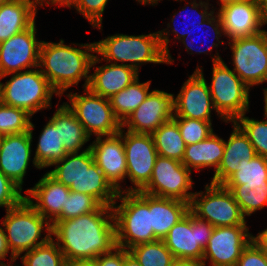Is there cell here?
Masks as SVG:
<instances>
[{
    "mask_svg": "<svg viewBox=\"0 0 267 266\" xmlns=\"http://www.w3.org/2000/svg\"><path fill=\"white\" fill-rule=\"evenodd\" d=\"M224 186L230 190L245 217L267 205V181Z\"/></svg>",
    "mask_w": 267,
    "mask_h": 266,
    "instance_id": "836d02e7",
    "label": "cell"
},
{
    "mask_svg": "<svg viewBox=\"0 0 267 266\" xmlns=\"http://www.w3.org/2000/svg\"><path fill=\"white\" fill-rule=\"evenodd\" d=\"M233 131L228 141H225V149L222 161L214 173L211 183L223 184L234 172L239 162L243 159L250 161L257 154L250 140L242 129L233 121Z\"/></svg>",
    "mask_w": 267,
    "mask_h": 266,
    "instance_id": "603a6c76",
    "label": "cell"
},
{
    "mask_svg": "<svg viewBox=\"0 0 267 266\" xmlns=\"http://www.w3.org/2000/svg\"><path fill=\"white\" fill-rule=\"evenodd\" d=\"M149 212L153 233L158 240H163L169 230L189 212V203L149 194Z\"/></svg>",
    "mask_w": 267,
    "mask_h": 266,
    "instance_id": "d4e9b609",
    "label": "cell"
},
{
    "mask_svg": "<svg viewBox=\"0 0 267 266\" xmlns=\"http://www.w3.org/2000/svg\"><path fill=\"white\" fill-rule=\"evenodd\" d=\"M233 71L250 88L267 82V30L229 40Z\"/></svg>",
    "mask_w": 267,
    "mask_h": 266,
    "instance_id": "30bf717a",
    "label": "cell"
},
{
    "mask_svg": "<svg viewBox=\"0 0 267 266\" xmlns=\"http://www.w3.org/2000/svg\"><path fill=\"white\" fill-rule=\"evenodd\" d=\"M128 251L141 266H172L176 260L163 240L138 244Z\"/></svg>",
    "mask_w": 267,
    "mask_h": 266,
    "instance_id": "e575fe53",
    "label": "cell"
},
{
    "mask_svg": "<svg viewBox=\"0 0 267 266\" xmlns=\"http://www.w3.org/2000/svg\"><path fill=\"white\" fill-rule=\"evenodd\" d=\"M10 253V250L7 245V239L5 236L4 228L2 227V224L0 226V266H7L9 264L4 263L6 260L7 254ZM4 260V261H2Z\"/></svg>",
    "mask_w": 267,
    "mask_h": 266,
    "instance_id": "7dc6e473",
    "label": "cell"
},
{
    "mask_svg": "<svg viewBox=\"0 0 267 266\" xmlns=\"http://www.w3.org/2000/svg\"><path fill=\"white\" fill-rule=\"evenodd\" d=\"M158 156L183 160L186 144L181 136L177 122L172 118L163 123L152 134Z\"/></svg>",
    "mask_w": 267,
    "mask_h": 266,
    "instance_id": "d6a6232c",
    "label": "cell"
},
{
    "mask_svg": "<svg viewBox=\"0 0 267 266\" xmlns=\"http://www.w3.org/2000/svg\"><path fill=\"white\" fill-rule=\"evenodd\" d=\"M151 80L140 83L139 77L130 85L109 98L115 117L121 124L147 98Z\"/></svg>",
    "mask_w": 267,
    "mask_h": 266,
    "instance_id": "f546056e",
    "label": "cell"
},
{
    "mask_svg": "<svg viewBox=\"0 0 267 266\" xmlns=\"http://www.w3.org/2000/svg\"><path fill=\"white\" fill-rule=\"evenodd\" d=\"M97 63L102 61L133 67L138 73L142 64H166L158 31L142 35L114 34L95 42ZM126 62V63H124ZM129 62V63H127Z\"/></svg>",
    "mask_w": 267,
    "mask_h": 266,
    "instance_id": "3957f363",
    "label": "cell"
},
{
    "mask_svg": "<svg viewBox=\"0 0 267 266\" xmlns=\"http://www.w3.org/2000/svg\"><path fill=\"white\" fill-rule=\"evenodd\" d=\"M173 96L152 90L147 98L122 123V128L133 133L152 134L163 123L173 118Z\"/></svg>",
    "mask_w": 267,
    "mask_h": 266,
    "instance_id": "e0dca14e",
    "label": "cell"
},
{
    "mask_svg": "<svg viewBox=\"0 0 267 266\" xmlns=\"http://www.w3.org/2000/svg\"><path fill=\"white\" fill-rule=\"evenodd\" d=\"M217 18V19H216ZM208 25V26H207ZM204 26H206V27H208V29L210 30H212L213 31V33L215 34V36H213L214 37V40L216 39V41L218 42V43H216V41L215 42H213V43H211L210 44V46L209 47H207L206 48V50H199L198 48L197 49H195L194 48V38L192 37V39H190L189 41H188V39L187 38H189V36H192L191 34H192V32H193V30L191 31V32H189L188 33V35H186L183 39H181L179 42H182V44L184 45V46H186L185 47V49H186V51L188 52V54H194L193 53V51H195V53L196 54H201V53H204V54H206V55H208L207 54V52H211L212 51V49L215 47H217L218 48V45H222L223 43H224V41L222 40V41H220L219 39H220V37L223 35L224 37H225V33H224V29H223V26H222V21H221V18H220V15L218 14V12H215V16H214V13L208 18V19H206L204 22H202L199 26H197L194 30H198L199 31V29L200 28H202V27H204ZM208 30V31H209ZM205 32H207V30L206 31H204V33ZM199 33V32H198ZM222 34V35H221ZM197 36H198V34H197ZM196 37V36H195ZM198 39V38H197ZM196 42V41H195ZM221 43V44H220ZM198 44V43H197ZM196 45V44H195ZM198 46V45H197ZM196 46V47H197ZM195 49V50H194ZM191 53H190V52Z\"/></svg>",
    "mask_w": 267,
    "mask_h": 266,
    "instance_id": "b9f144b4",
    "label": "cell"
},
{
    "mask_svg": "<svg viewBox=\"0 0 267 266\" xmlns=\"http://www.w3.org/2000/svg\"><path fill=\"white\" fill-rule=\"evenodd\" d=\"M224 149L225 140L212 132L206 139L186 145L182 163L189 170L197 172L202 168L214 167L215 173L222 161Z\"/></svg>",
    "mask_w": 267,
    "mask_h": 266,
    "instance_id": "484cf974",
    "label": "cell"
},
{
    "mask_svg": "<svg viewBox=\"0 0 267 266\" xmlns=\"http://www.w3.org/2000/svg\"><path fill=\"white\" fill-rule=\"evenodd\" d=\"M189 211L214 227L247 225L239 204L223 184H206L205 192H195Z\"/></svg>",
    "mask_w": 267,
    "mask_h": 266,
    "instance_id": "ba28073f",
    "label": "cell"
},
{
    "mask_svg": "<svg viewBox=\"0 0 267 266\" xmlns=\"http://www.w3.org/2000/svg\"><path fill=\"white\" fill-rule=\"evenodd\" d=\"M89 146L99 169L111 185L118 192H122L121 183L127 178L123 128L121 127L120 132L114 135L96 137Z\"/></svg>",
    "mask_w": 267,
    "mask_h": 266,
    "instance_id": "ac0fdd59",
    "label": "cell"
},
{
    "mask_svg": "<svg viewBox=\"0 0 267 266\" xmlns=\"http://www.w3.org/2000/svg\"><path fill=\"white\" fill-rule=\"evenodd\" d=\"M69 189L73 192L91 195L103 206H112L119 194L95 162L89 168H85Z\"/></svg>",
    "mask_w": 267,
    "mask_h": 266,
    "instance_id": "4316f807",
    "label": "cell"
},
{
    "mask_svg": "<svg viewBox=\"0 0 267 266\" xmlns=\"http://www.w3.org/2000/svg\"><path fill=\"white\" fill-rule=\"evenodd\" d=\"M39 6H44V2L47 5H59L60 7L75 8L78 0H37Z\"/></svg>",
    "mask_w": 267,
    "mask_h": 266,
    "instance_id": "c3c4849f",
    "label": "cell"
},
{
    "mask_svg": "<svg viewBox=\"0 0 267 266\" xmlns=\"http://www.w3.org/2000/svg\"><path fill=\"white\" fill-rule=\"evenodd\" d=\"M259 10L262 22L264 25L267 24V0H258Z\"/></svg>",
    "mask_w": 267,
    "mask_h": 266,
    "instance_id": "f5cc1de1",
    "label": "cell"
},
{
    "mask_svg": "<svg viewBox=\"0 0 267 266\" xmlns=\"http://www.w3.org/2000/svg\"><path fill=\"white\" fill-rule=\"evenodd\" d=\"M123 266H141L140 263L133 257V255L124 249V262Z\"/></svg>",
    "mask_w": 267,
    "mask_h": 266,
    "instance_id": "f907efd6",
    "label": "cell"
},
{
    "mask_svg": "<svg viewBox=\"0 0 267 266\" xmlns=\"http://www.w3.org/2000/svg\"><path fill=\"white\" fill-rule=\"evenodd\" d=\"M264 116H267V88H264Z\"/></svg>",
    "mask_w": 267,
    "mask_h": 266,
    "instance_id": "6f0895ef",
    "label": "cell"
},
{
    "mask_svg": "<svg viewBox=\"0 0 267 266\" xmlns=\"http://www.w3.org/2000/svg\"><path fill=\"white\" fill-rule=\"evenodd\" d=\"M219 1H220V4H219ZM217 3L219 5L220 8H218L219 10L228 6V5H231V4H234V3H237V2H242V1H245V0H219ZM221 5V6H220Z\"/></svg>",
    "mask_w": 267,
    "mask_h": 266,
    "instance_id": "11a10c76",
    "label": "cell"
},
{
    "mask_svg": "<svg viewBox=\"0 0 267 266\" xmlns=\"http://www.w3.org/2000/svg\"><path fill=\"white\" fill-rule=\"evenodd\" d=\"M112 205L116 245L129 250L143 243L158 240L151 227V213L149 212V194L138 192H119Z\"/></svg>",
    "mask_w": 267,
    "mask_h": 266,
    "instance_id": "277c9868",
    "label": "cell"
},
{
    "mask_svg": "<svg viewBox=\"0 0 267 266\" xmlns=\"http://www.w3.org/2000/svg\"><path fill=\"white\" fill-rule=\"evenodd\" d=\"M267 181V158L256 155L252 160H241L239 166L223 185H243L246 182Z\"/></svg>",
    "mask_w": 267,
    "mask_h": 266,
    "instance_id": "8d00e7d4",
    "label": "cell"
},
{
    "mask_svg": "<svg viewBox=\"0 0 267 266\" xmlns=\"http://www.w3.org/2000/svg\"><path fill=\"white\" fill-rule=\"evenodd\" d=\"M186 145L206 139L212 132V122L185 117H173Z\"/></svg>",
    "mask_w": 267,
    "mask_h": 266,
    "instance_id": "60d3db41",
    "label": "cell"
},
{
    "mask_svg": "<svg viewBox=\"0 0 267 266\" xmlns=\"http://www.w3.org/2000/svg\"><path fill=\"white\" fill-rule=\"evenodd\" d=\"M97 55H94L90 69L95 72L90 74L88 88L99 96L110 98L112 95L125 89L136 78L139 73L130 66L106 62V65L95 66Z\"/></svg>",
    "mask_w": 267,
    "mask_h": 266,
    "instance_id": "7402d4cb",
    "label": "cell"
},
{
    "mask_svg": "<svg viewBox=\"0 0 267 266\" xmlns=\"http://www.w3.org/2000/svg\"><path fill=\"white\" fill-rule=\"evenodd\" d=\"M35 24L36 21L23 32L0 43V80L12 73L38 67L42 41L36 38Z\"/></svg>",
    "mask_w": 267,
    "mask_h": 266,
    "instance_id": "5bb4252c",
    "label": "cell"
},
{
    "mask_svg": "<svg viewBox=\"0 0 267 266\" xmlns=\"http://www.w3.org/2000/svg\"><path fill=\"white\" fill-rule=\"evenodd\" d=\"M215 110L210 89L202 67L183 83L177 96H173V117L212 121L211 111Z\"/></svg>",
    "mask_w": 267,
    "mask_h": 266,
    "instance_id": "2e32d148",
    "label": "cell"
},
{
    "mask_svg": "<svg viewBox=\"0 0 267 266\" xmlns=\"http://www.w3.org/2000/svg\"><path fill=\"white\" fill-rule=\"evenodd\" d=\"M101 204L91 195L70 191L62 214L55 221H62L96 211Z\"/></svg>",
    "mask_w": 267,
    "mask_h": 266,
    "instance_id": "ab89813d",
    "label": "cell"
},
{
    "mask_svg": "<svg viewBox=\"0 0 267 266\" xmlns=\"http://www.w3.org/2000/svg\"><path fill=\"white\" fill-rule=\"evenodd\" d=\"M245 116L246 113L238 117L234 122L246 134L256 154L267 158V116H264L266 118L265 121H258Z\"/></svg>",
    "mask_w": 267,
    "mask_h": 266,
    "instance_id": "f35d334b",
    "label": "cell"
},
{
    "mask_svg": "<svg viewBox=\"0 0 267 266\" xmlns=\"http://www.w3.org/2000/svg\"><path fill=\"white\" fill-rule=\"evenodd\" d=\"M253 240L247 225L214 227L202 262L210 266H236L243 249Z\"/></svg>",
    "mask_w": 267,
    "mask_h": 266,
    "instance_id": "9a60e30c",
    "label": "cell"
},
{
    "mask_svg": "<svg viewBox=\"0 0 267 266\" xmlns=\"http://www.w3.org/2000/svg\"><path fill=\"white\" fill-rule=\"evenodd\" d=\"M67 154L60 139L59 125H53L48 121L39 135L32 164L37 169L51 167Z\"/></svg>",
    "mask_w": 267,
    "mask_h": 266,
    "instance_id": "f1b7e54d",
    "label": "cell"
},
{
    "mask_svg": "<svg viewBox=\"0 0 267 266\" xmlns=\"http://www.w3.org/2000/svg\"><path fill=\"white\" fill-rule=\"evenodd\" d=\"M67 266H98L95 260L68 262Z\"/></svg>",
    "mask_w": 267,
    "mask_h": 266,
    "instance_id": "db71d44e",
    "label": "cell"
},
{
    "mask_svg": "<svg viewBox=\"0 0 267 266\" xmlns=\"http://www.w3.org/2000/svg\"><path fill=\"white\" fill-rule=\"evenodd\" d=\"M210 94L217 116L229 123L249 112L250 88L231 70L217 53L212 57Z\"/></svg>",
    "mask_w": 267,
    "mask_h": 266,
    "instance_id": "8992f818",
    "label": "cell"
},
{
    "mask_svg": "<svg viewBox=\"0 0 267 266\" xmlns=\"http://www.w3.org/2000/svg\"><path fill=\"white\" fill-rule=\"evenodd\" d=\"M236 266H267V254L252 240L243 249Z\"/></svg>",
    "mask_w": 267,
    "mask_h": 266,
    "instance_id": "f6af8a7d",
    "label": "cell"
},
{
    "mask_svg": "<svg viewBox=\"0 0 267 266\" xmlns=\"http://www.w3.org/2000/svg\"><path fill=\"white\" fill-rule=\"evenodd\" d=\"M33 128L31 121L29 131L2 136L0 140V170L21 189L31 161Z\"/></svg>",
    "mask_w": 267,
    "mask_h": 266,
    "instance_id": "d6986e66",
    "label": "cell"
},
{
    "mask_svg": "<svg viewBox=\"0 0 267 266\" xmlns=\"http://www.w3.org/2000/svg\"><path fill=\"white\" fill-rule=\"evenodd\" d=\"M123 144L126 153L127 177L134 186L122 189V192L142 191L149 183L153 167L158 157L151 134L125 132Z\"/></svg>",
    "mask_w": 267,
    "mask_h": 266,
    "instance_id": "4fadbf2b",
    "label": "cell"
},
{
    "mask_svg": "<svg viewBox=\"0 0 267 266\" xmlns=\"http://www.w3.org/2000/svg\"><path fill=\"white\" fill-rule=\"evenodd\" d=\"M228 40L254 36L265 29L258 0H245L218 10Z\"/></svg>",
    "mask_w": 267,
    "mask_h": 266,
    "instance_id": "ffe728a7",
    "label": "cell"
},
{
    "mask_svg": "<svg viewBox=\"0 0 267 266\" xmlns=\"http://www.w3.org/2000/svg\"><path fill=\"white\" fill-rule=\"evenodd\" d=\"M25 192L28 203L52 224L62 214L70 189L46 172L34 187Z\"/></svg>",
    "mask_w": 267,
    "mask_h": 266,
    "instance_id": "44dd1931",
    "label": "cell"
},
{
    "mask_svg": "<svg viewBox=\"0 0 267 266\" xmlns=\"http://www.w3.org/2000/svg\"><path fill=\"white\" fill-rule=\"evenodd\" d=\"M172 266H206L202 261L196 260H175Z\"/></svg>",
    "mask_w": 267,
    "mask_h": 266,
    "instance_id": "816d5d0a",
    "label": "cell"
},
{
    "mask_svg": "<svg viewBox=\"0 0 267 266\" xmlns=\"http://www.w3.org/2000/svg\"><path fill=\"white\" fill-rule=\"evenodd\" d=\"M191 174L192 171L181 161L158 156L150 181L141 192L190 204L195 193L189 191L194 183Z\"/></svg>",
    "mask_w": 267,
    "mask_h": 266,
    "instance_id": "7c38bea8",
    "label": "cell"
},
{
    "mask_svg": "<svg viewBox=\"0 0 267 266\" xmlns=\"http://www.w3.org/2000/svg\"><path fill=\"white\" fill-rule=\"evenodd\" d=\"M137 2H139L142 5H151V6H155L158 4V1L160 2L161 0H136ZM175 1H184V0H175Z\"/></svg>",
    "mask_w": 267,
    "mask_h": 266,
    "instance_id": "9f6ffc18",
    "label": "cell"
},
{
    "mask_svg": "<svg viewBox=\"0 0 267 266\" xmlns=\"http://www.w3.org/2000/svg\"><path fill=\"white\" fill-rule=\"evenodd\" d=\"M7 266H19V265H13V264H9V265H7Z\"/></svg>",
    "mask_w": 267,
    "mask_h": 266,
    "instance_id": "91938a15",
    "label": "cell"
},
{
    "mask_svg": "<svg viewBox=\"0 0 267 266\" xmlns=\"http://www.w3.org/2000/svg\"><path fill=\"white\" fill-rule=\"evenodd\" d=\"M74 45V47L72 46ZM81 48H76L75 46ZM91 52V53H90ZM95 53V42L65 45L42 41L39 50V69L51 86L62 96L68 88L78 85L83 79V89L88 88L90 65Z\"/></svg>",
    "mask_w": 267,
    "mask_h": 266,
    "instance_id": "7a4b0ae2",
    "label": "cell"
},
{
    "mask_svg": "<svg viewBox=\"0 0 267 266\" xmlns=\"http://www.w3.org/2000/svg\"><path fill=\"white\" fill-rule=\"evenodd\" d=\"M19 258L23 266H67L66 259L53 237Z\"/></svg>",
    "mask_w": 267,
    "mask_h": 266,
    "instance_id": "d590c367",
    "label": "cell"
},
{
    "mask_svg": "<svg viewBox=\"0 0 267 266\" xmlns=\"http://www.w3.org/2000/svg\"><path fill=\"white\" fill-rule=\"evenodd\" d=\"M61 96L38 67L12 73L10 80L0 81V101L25 110L31 116L39 110L52 108V97Z\"/></svg>",
    "mask_w": 267,
    "mask_h": 266,
    "instance_id": "52a82bcc",
    "label": "cell"
},
{
    "mask_svg": "<svg viewBox=\"0 0 267 266\" xmlns=\"http://www.w3.org/2000/svg\"><path fill=\"white\" fill-rule=\"evenodd\" d=\"M108 0H78L76 11L85 17L93 28L102 29L104 10Z\"/></svg>",
    "mask_w": 267,
    "mask_h": 266,
    "instance_id": "7bdbcfd3",
    "label": "cell"
},
{
    "mask_svg": "<svg viewBox=\"0 0 267 266\" xmlns=\"http://www.w3.org/2000/svg\"><path fill=\"white\" fill-rule=\"evenodd\" d=\"M13 0H0V6L12 2Z\"/></svg>",
    "mask_w": 267,
    "mask_h": 266,
    "instance_id": "680465c9",
    "label": "cell"
},
{
    "mask_svg": "<svg viewBox=\"0 0 267 266\" xmlns=\"http://www.w3.org/2000/svg\"><path fill=\"white\" fill-rule=\"evenodd\" d=\"M37 0H13L0 6V43L29 28L36 19Z\"/></svg>",
    "mask_w": 267,
    "mask_h": 266,
    "instance_id": "cb8c5ba5",
    "label": "cell"
},
{
    "mask_svg": "<svg viewBox=\"0 0 267 266\" xmlns=\"http://www.w3.org/2000/svg\"><path fill=\"white\" fill-rule=\"evenodd\" d=\"M51 226V235L67 263L95 260L117 246L112 206L101 205L92 213L54 221Z\"/></svg>",
    "mask_w": 267,
    "mask_h": 266,
    "instance_id": "6da1fadb",
    "label": "cell"
},
{
    "mask_svg": "<svg viewBox=\"0 0 267 266\" xmlns=\"http://www.w3.org/2000/svg\"><path fill=\"white\" fill-rule=\"evenodd\" d=\"M253 241L267 254V228L253 236Z\"/></svg>",
    "mask_w": 267,
    "mask_h": 266,
    "instance_id": "681fc988",
    "label": "cell"
},
{
    "mask_svg": "<svg viewBox=\"0 0 267 266\" xmlns=\"http://www.w3.org/2000/svg\"><path fill=\"white\" fill-rule=\"evenodd\" d=\"M58 107L49 121L53 125H59L60 139L67 153L81 152L82 147L90 141V137L76 115L64 102Z\"/></svg>",
    "mask_w": 267,
    "mask_h": 266,
    "instance_id": "83f0119b",
    "label": "cell"
},
{
    "mask_svg": "<svg viewBox=\"0 0 267 266\" xmlns=\"http://www.w3.org/2000/svg\"><path fill=\"white\" fill-rule=\"evenodd\" d=\"M1 221L8 248L11 250L8 264H13L12 262H16L24 252L46 243L52 237L51 224L26 199L19 205L7 209ZM44 231L46 235L40 239Z\"/></svg>",
    "mask_w": 267,
    "mask_h": 266,
    "instance_id": "5b68a950",
    "label": "cell"
},
{
    "mask_svg": "<svg viewBox=\"0 0 267 266\" xmlns=\"http://www.w3.org/2000/svg\"><path fill=\"white\" fill-rule=\"evenodd\" d=\"M214 226L190 211L176 223L163 239L176 260L202 261Z\"/></svg>",
    "mask_w": 267,
    "mask_h": 266,
    "instance_id": "8fae6325",
    "label": "cell"
},
{
    "mask_svg": "<svg viewBox=\"0 0 267 266\" xmlns=\"http://www.w3.org/2000/svg\"><path fill=\"white\" fill-rule=\"evenodd\" d=\"M94 162L90 146L83 149L82 152L68 153L61 160L55 162V168L48 173L61 184L68 188L76 182L85 168H89Z\"/></svg>",
    "mask_w": 267,
    "mask_h": 266,
    "instance_id": "1f68e13d",
    "label": "cell"
},
{
    "mask_svg": "<svg viewBox=\"0 0 267 266\" xmlns=\"http://www.w3.org/2000/svg\"><path fill=\"white\" fill-rule=\"evenodd\" d=\"M32 116L25 110L0 101V136L29 131Z\"/></svg>",
    "mask_w": 267,
    "mask_h": 266,
    "instance_id": "74e56055",
    "label": "cell"
},
{
    "mask_svg": "<svg viewBox=\"0 0 267 266\" xmlns=\"http://www.w3.org/2000/svg\"><path fill=\"white\" fill-rule=\"evenodd\" d=\"M24 199L22 189L0 170V207L10 209L19 205Z\"/></svg>",
    "mask_w": 267,
    "mask_h": 266,
    "instance_id": "ee69618b",
    "label": "cell"
},
{
    "mask_svg": "<svg viewBox=\"0 0 267 266\" xmlns=\"http://www.w3.org/2000/svg\"><path fill=\"white\" fill-rule=\"evenodd\" d=\"M95 261L98 266H123L124 248L116 246L111 252L98 256Z\"/></svg>",
    "mask_w": 267,
    "mask_h": 266,
    "instance_id": "bcb514c9",
    "label": "cell"
},
{
    "mask_svg": "<svg viewBox=\"0 0 267 266\" xmlns=\"http://www.w3.org/2000/svg\"><path fill=\"white\" fill-rule=\"evenodd\" d=\"M84 93L70 92L68 102H64L76 115L83 125L87 135L91 137L108 136L119 133L121 122L115 117L109 98L93 93L89 88L83 89Z\"/></svg>",
    "mask_w": 267,
    "mask_h": 266,
    "instance_id": "9c48e42d",
    "label": "cell"
},
{
    "mask_svg": "<svg viewBox=\"0 0 267 266\" xmlns=\"http://www.w3.org/2000/svg\"><path fill=\"white\" fill-rule=\"evenodd\" d=\"M190 1L191 2H187L188 3L187 5H190L191 6V12L193 10L195 11V12L193 11L194 14L193 13L192 14L193 15H196L195 18H197V16H198L200 21H196L194 19V21L192 23L190 22L191 24L188 22L190 24L189 27L188 26H184V30H182V29L181 30H178V29H176L174 27V25H175V21L174 20H175V17L177 15H179V16L181 15L182 16L183 13H178L177 12V13H174V16L173 17H171L170 23L167 24L168 25L167 28L166 29H163L161 31L160 30L158 31L159 38H160V44H161V47L163 49L164 54L166 55V64H170L171 65L174 62V59H172L173 57L170 54V50L168 49V47H169L168 44L170 43V38H169V36H170V34H169L170 33V30H169V28L172 29V31H171L172 34L175 33L176 36H174V38L175 39H178L180 41L186 35H188L189 32H191L192 30H194L202 22H204L206 19H208L213 13H215V9H212V10L209 9L210 8L209 5L211 6L212 4H209V1L208 0L206 2L205 1H202V0H199V3H197L196 0H193V1L190 0ZM199 9H201V10L199 11ZM187 10H189V9L187 8ZM187 13H188V11H187ZM187 13L184 14V15L186 17L187 16L189 17L190 16V13L189 14H187ZM171 23H173V24L171 25ZM183 23H184V21H183Z\"/></svg>",
    "mask_w": 267,
    "mask_h": 266,
    "instance_id": "4dcf8cb0",
    "label": "cell"
}]
</instances>
